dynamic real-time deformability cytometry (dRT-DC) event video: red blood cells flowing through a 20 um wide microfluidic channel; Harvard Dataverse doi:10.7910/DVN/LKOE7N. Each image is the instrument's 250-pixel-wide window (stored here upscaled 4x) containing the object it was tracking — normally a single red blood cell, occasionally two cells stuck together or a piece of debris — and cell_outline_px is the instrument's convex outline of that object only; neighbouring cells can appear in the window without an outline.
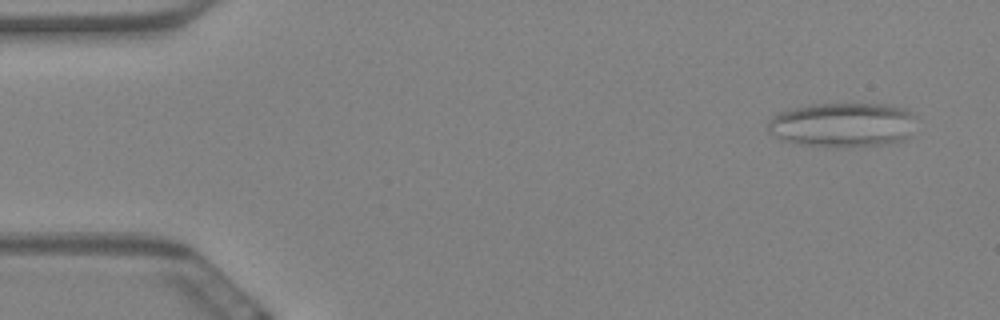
{"species": "Egyptian fruit bat (a non-hibernating species)", "species_latin": "Rousettus aegyptiacus", "temperature_condition": "warm", "stored_images_in_passage": 13, "camera_frame_rate_fps": 3000, "um_per_image_px": 0.085, "animal": {"sex": "female"}, "frame": {"image": 1, "passage_image": 4, "time_ms": 1.0, "image_size_px": [1000, 320], "cell_outline_px": [[916, 116], [908, 136], [900, 140], [880, 144], [852, 148], [836, 148], [800, 144], [784, 140], [768, 132], [768, 120], [772, 116], [780, 112], [804, 104], [888, 104], [904, 108], [912, 112]], "centroid_in_image_um": [71.6, 10.61], "position_along_channel_um": 13.4, "area_um2": 38.78}}